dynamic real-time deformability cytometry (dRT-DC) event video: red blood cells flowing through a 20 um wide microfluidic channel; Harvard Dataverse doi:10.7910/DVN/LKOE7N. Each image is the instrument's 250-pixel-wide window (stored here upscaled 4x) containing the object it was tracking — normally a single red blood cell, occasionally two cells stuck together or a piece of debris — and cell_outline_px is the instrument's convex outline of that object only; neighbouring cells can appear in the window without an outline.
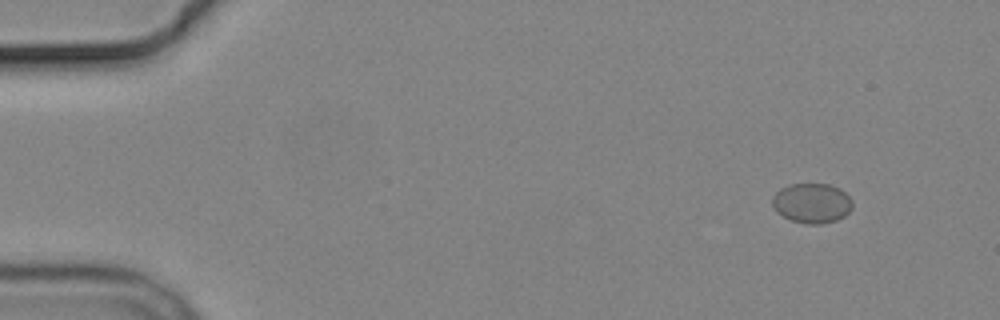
{"species": "common noctule bat (a hibernating species)", "species_latin": "Nyctalus noctula", "temperature_condition": "cold", "stored_images_in_passage": 6, "camera_frame_rate_fps": 3000, "um_per_image_px": 0.085, "animal": {"sex": "male", "body_mass_g": 19.2, "forearm_length_mm": 51.8}, "frame": {"image": 1, "passage_image": 2, "time_ms": 1.333, "image_size_px": [1000, 320], "cell_outline_px": [[852, 208], [844, 216], [836, 220], [820, 224], [804, 224], [792, 220], [776, 212], [772, 208], [772, 196], [780, 188], [788, 184], [828, 184], [840, 188], [852, 200]], "centroid_in_image_um": [68.98, 17.26], "position_along_channel_um": 16.0, "area_um2": 18.73}}
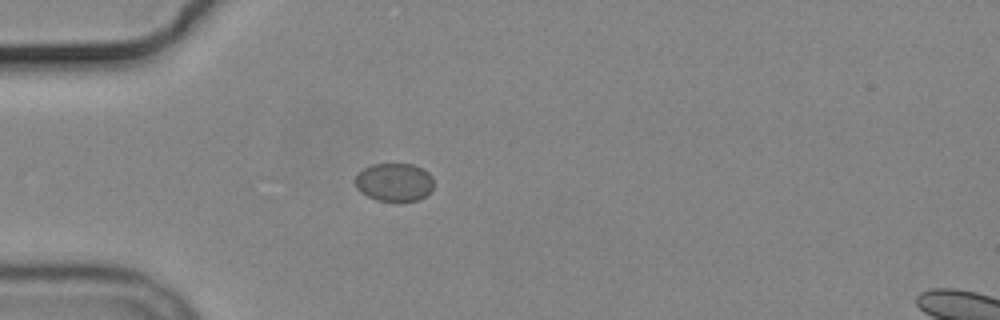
{"frame": {"image": 2, "passage_image": 5, "time_ms": 5.0, "image_size_px": [1000, 320], "cell_outline_px": [[432, 188], [420, 200], [376, 200], [360, 192], [356, 188], [356, 176], [364, 168], [372, 164], [412, 164], [428, 172], [432, 176]], "centroid_in_image_um": [33.5, 15.47], "position_along_channel_um": 51.5, "area_um2": 17.17}}